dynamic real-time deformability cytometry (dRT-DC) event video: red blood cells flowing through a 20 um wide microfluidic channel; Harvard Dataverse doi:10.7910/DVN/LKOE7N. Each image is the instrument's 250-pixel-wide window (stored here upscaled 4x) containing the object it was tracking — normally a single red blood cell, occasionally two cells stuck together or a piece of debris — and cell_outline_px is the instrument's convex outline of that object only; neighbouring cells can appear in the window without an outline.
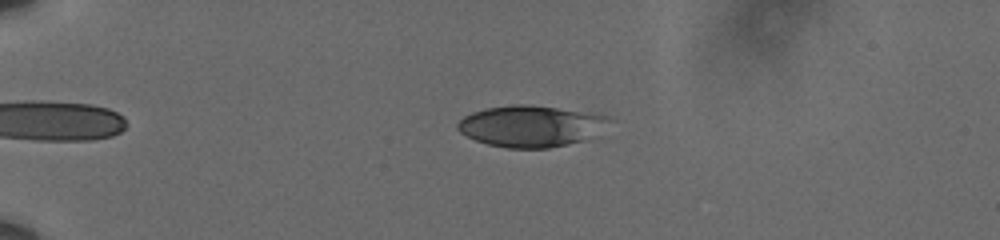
{"species": "human", "species_latin": "Homo sapiens", "temperature_condition": "cold", "stored_images_in_passage": 47, "camera_frame_rate_fps": 3000, "um_per_image_px": 0.085, "donor": {"sex": "male"}, "frame": {"image": 1, "passage_image": 3, "time_ms": 0.667, "image_size_px": [1000, 240], "cell_outline_px": [[616, 120], [584, 140], [568, 144], [548, 148], [508, 148], [488, 144], [476, 140], [460, 132], [456, 128], [456, 124], [464, 116], [472, 112], [484, 108], [512, 104], [528, 104], [604, 112]], "centroid_in_image_um": [45.22, 10.68], "position_along_channel_um": 39.8, "area_um2": 37.34}}
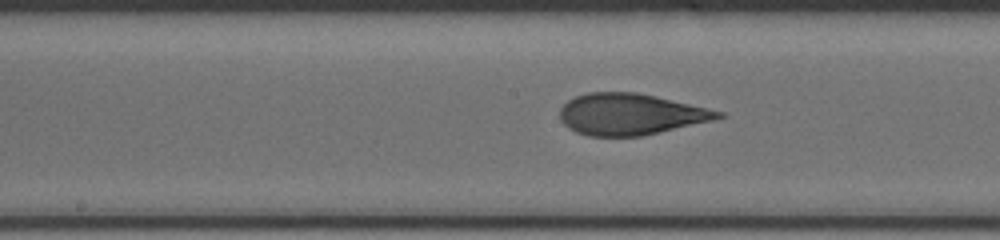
{"frame": {"image": 2, "passage_image": 21, "time_ms": 6.667, "image_size_px": [1000, 240], "cell_outline_px": [[728, 116], [712, 120], [660, 132], [640, 136], [588, 136], [576, 132], [568, 128], [560, 120], [560, 108], [568, 100], [576, 96], [588, 92], [636, 92], [656, 96], [708, 108], [724, 112]], "centroid_in_image_um": [53.58, 9.71], "position_along_channel_um": 194.6, "area_um2": 38.09}}
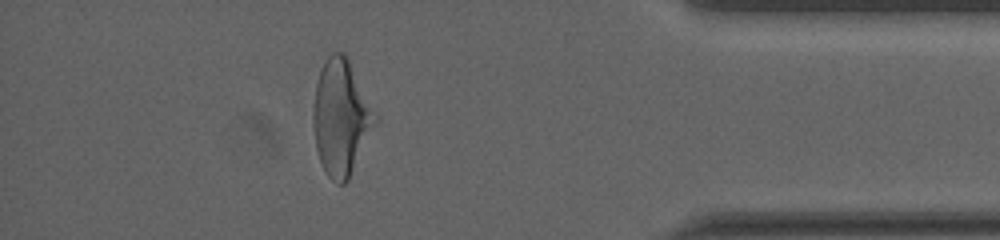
{"frame": {"image": 3, "passage_image": 41, "time_ms": 13.333, "image_size_px": [1000, 240], "cell_outline_px": [[376, 124], [348, 180], [344, 184], [336, 184], [328, 176], [320, 160], [316, 148], [312, 124], [312, 112], [316, 84], [320, 68], [328, 56], [332, 52], [340, 52], [348, 60], [376, 116]], "centroid_in_image_um": [28.94, 10.03], "position_along_channel_um": 406.3, "area_um2": 40.92}, "authors_computed_cell_mechanics": {"area_um2": 38.2058, "velocity_mm_per_s": 3.6043, "shape_relaxation_time_tau1_ms": 6.8058, "shape_relaxation_time_tau2_ms": 1.2636, "deformation_change_tau1": 0.2077, "deformation_change_tau2": 0.099}}